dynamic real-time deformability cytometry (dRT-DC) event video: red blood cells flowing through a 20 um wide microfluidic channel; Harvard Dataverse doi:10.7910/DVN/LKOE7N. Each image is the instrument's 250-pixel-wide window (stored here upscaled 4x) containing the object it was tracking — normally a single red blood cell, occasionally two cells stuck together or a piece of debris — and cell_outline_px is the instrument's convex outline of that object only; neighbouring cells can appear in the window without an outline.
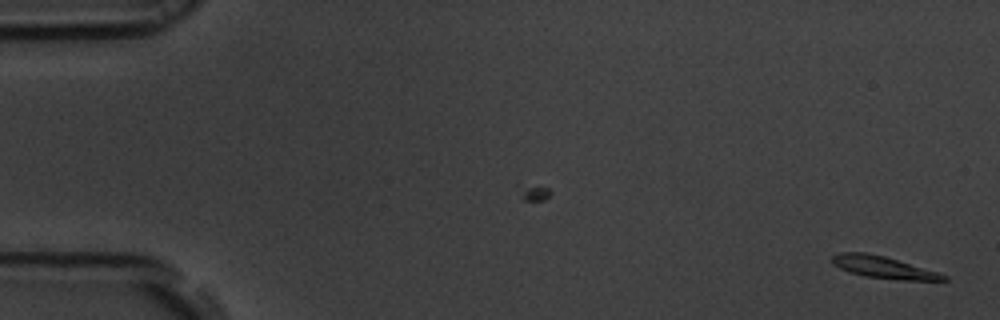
{"species": "common noctule bat (a hibernating species)", "species_latin": "Nyctalus noctula", "temperature_condition": "room temperature", "stored_images_in_passage": 54, "camera_frame_rate_fps": 3000, "um_per_image_px": 0.085, "animal": {"sex": "male", "body_mass_g": 19.5, "forearm_length_mm": 54.6}, "frame": {"image": 1, "passage_image": 1, "time_ms": 0.0, "image_size_px": [1000, 320], "cell_outline_px": [[948, 280], [900, 280], [864, 276], [848, 272], [832, 264], [832, 256], [840, 252], [864, 252], [884, 256], [940, 272], [948, 276]], "centroid_in_image_um": [75.09, 22.72], "position_along_channel_um": 9.9, "area_um2": 14.33}}
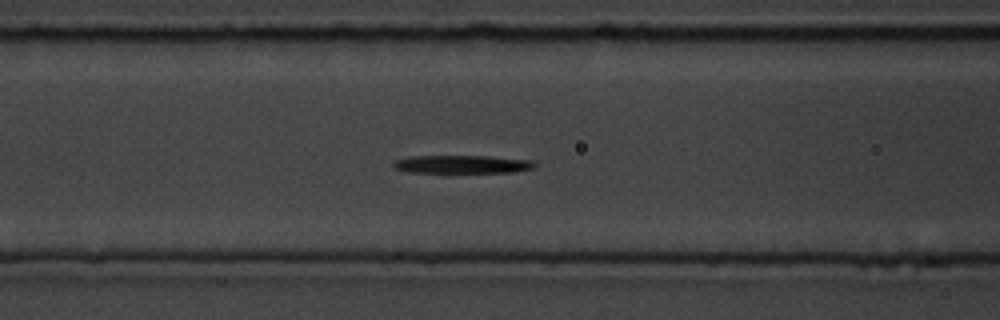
{"frame": {"image": 2, "passage_image": 22, "time_ms": 7.0, "image_size_px": [1000, 320], "cell_outline_px": [[536, 164], [532, 168], [516, 172], [408, 172], [392, 168], [392, 164], [396, 160], [408, 156], [488, 156], [532, 160]], "centroid_in_image_um": [39.25, 13.96], "position_along_channel_um": 127.4, "area_um2": 14.85}}
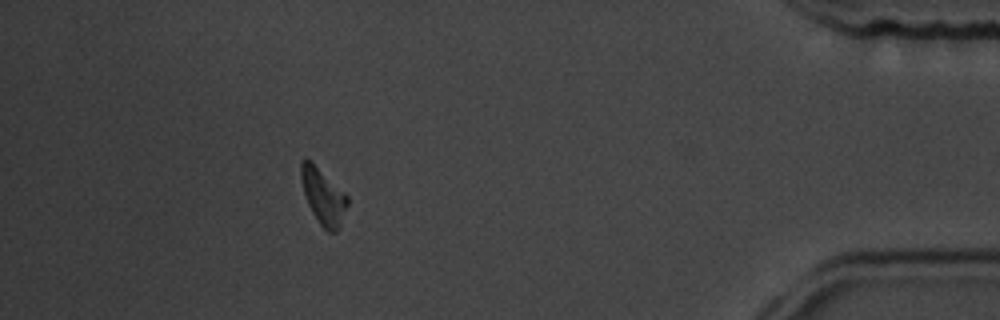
{"frame": {"image": 3, "passage_image": 49, "time_ms": 16.0, "image_size_px": [1000, 320], "cell_outline_px": [[348, 204], [340, 228], [336, 232], [328, 232], [320, 224], [312, 212], [308, 204], [304, 192], [300, 176], [300, 164], [304, 160], [308, 160], [344, 192], [348, 196]], "centroid_in_image_um": [27.49, 16.76], "position_along_channel_um": 407.7, "area_um2": 14.68}, "authors_computed_cell_mechanics": {"area_um2": 15.4326, "velocity_mm_per_s": 3.6999, "shape_relaxation_time_tau1_ms": 4.0087, "shape_relaxation_time_tau2_ms": 2.3367, "deformation_change_tau1": 0.2107, "deformation_change_tau2": 0.0788}}